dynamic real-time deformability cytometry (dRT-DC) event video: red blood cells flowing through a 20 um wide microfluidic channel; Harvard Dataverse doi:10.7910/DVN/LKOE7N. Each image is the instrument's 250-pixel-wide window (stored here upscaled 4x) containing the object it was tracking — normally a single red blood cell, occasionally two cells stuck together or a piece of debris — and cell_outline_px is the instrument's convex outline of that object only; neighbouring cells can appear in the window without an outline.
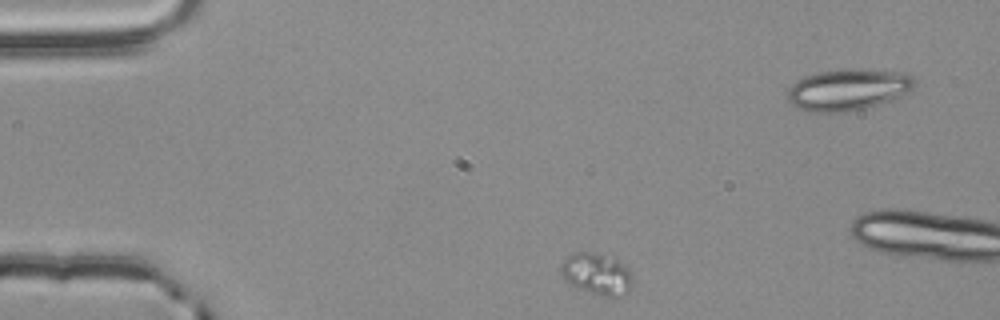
{"species": "common noctule bat (a hibernating species)", "species_latin": "Nyctalus noctula", "temperature_condition": "room temperature", "stored_images_in_passage": 10, "segment_of_instrument_passage": [2, 2], "camera_frame_rate_fps": 3000, "um_per_image_px": 0.085, "animal": {"sex": "male", "body_mass_g": 20.4}, "frame": {"image": 1, "passage_image": 4, "time_ms": 1.0, "image_size_px": [1000, 320], "cell_outline_px": [[632, 288], [624, 296], [600, 296], [580, 288], [564, 280], [560, 272], [560, 264], [568, 256], [576, 252], [588, 252], [616, 260], [632, 272]], "centroid_in_image_um": [50.73, 23.32], "position_along_channel_um": 34.3, "area_um2": 17.11}}